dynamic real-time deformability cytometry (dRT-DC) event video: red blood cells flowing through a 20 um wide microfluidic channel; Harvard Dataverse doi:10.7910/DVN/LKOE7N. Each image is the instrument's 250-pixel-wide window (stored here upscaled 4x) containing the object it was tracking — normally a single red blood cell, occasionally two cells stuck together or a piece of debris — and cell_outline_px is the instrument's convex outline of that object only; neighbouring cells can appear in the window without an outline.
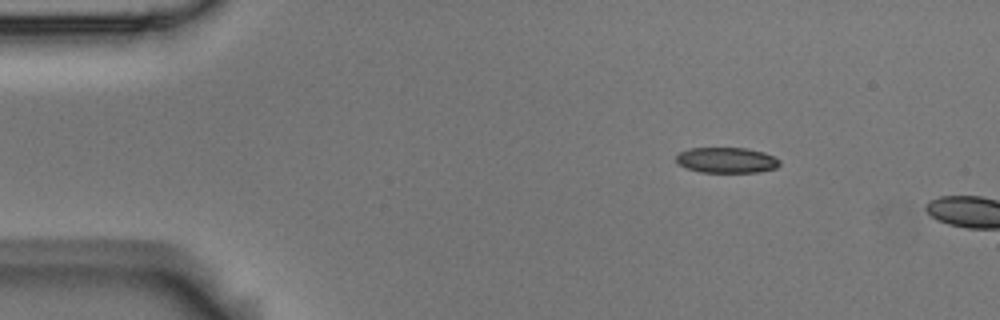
{"species": "Egyptian fruit bat (a non-hibernating species)", "species_latin": "Rousettus aegyptiacus", "temperature_condition": "room temperature", "stored_images_in_passage": 2, "camera_frame_rate_fps": 3000, "um_per_image_px": 0.085, "animal": {"sex": "male"}, "frame": {"image": 1, "passage_image": 1, "time_ms": 0.0, "image_size_px": [1000, 320], "cell_outline_px": [[780, 164], [776, 168], [760, 172], [700, 172], [688, 168], [680, 164], [676, 160], [676, 156], [680, 152], [688, 148], [748, 148], [764, 152], [776, 156], [780, 160]], "centroid_in_image_um": [61.81, 13.61], "position_along_channel_um": 23.2, "area_um2": 15.49}}